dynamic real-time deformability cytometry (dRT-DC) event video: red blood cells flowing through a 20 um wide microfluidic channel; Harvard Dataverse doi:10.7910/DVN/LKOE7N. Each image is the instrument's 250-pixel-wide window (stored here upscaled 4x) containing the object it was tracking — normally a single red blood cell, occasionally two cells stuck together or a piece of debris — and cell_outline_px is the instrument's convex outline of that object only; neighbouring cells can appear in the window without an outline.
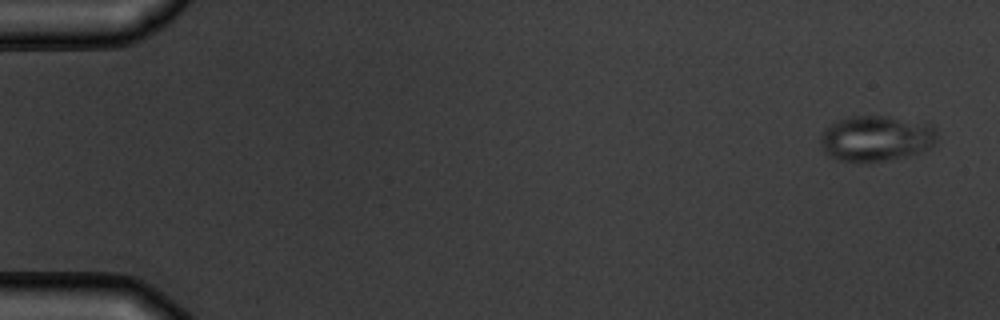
{"species": "common noctule bat (a hibernating species)", "species_latin": "Nyctalus noctula", "temperature_condition": "warm", "stored_images_in_passage": 5, "camera_frame_rate_fps": 3000, "um_per_image_px": 0.085, "animal": {"sex": "male", "body_mass_g": 19.5, "forearm_length_mm": 54.6}, "frame": {"image": 1, "passage_image": 1, "time_ms": 0.0, "image_size_px": [1000, 320], "cell_outline_px": [[936, 140], [928, 148], [904, 156], [884, 160], [836, 160], [828, 156], [824, 152], [820, 144], [820, 136], [824, 128], [836, 120], [848, 116], [888, 116], [928, 124], [936, 132]], "centroid_in_image_um": [74.38, 11.73], "position_along_channel_um": 10.6, "area_um2": 30.46}}